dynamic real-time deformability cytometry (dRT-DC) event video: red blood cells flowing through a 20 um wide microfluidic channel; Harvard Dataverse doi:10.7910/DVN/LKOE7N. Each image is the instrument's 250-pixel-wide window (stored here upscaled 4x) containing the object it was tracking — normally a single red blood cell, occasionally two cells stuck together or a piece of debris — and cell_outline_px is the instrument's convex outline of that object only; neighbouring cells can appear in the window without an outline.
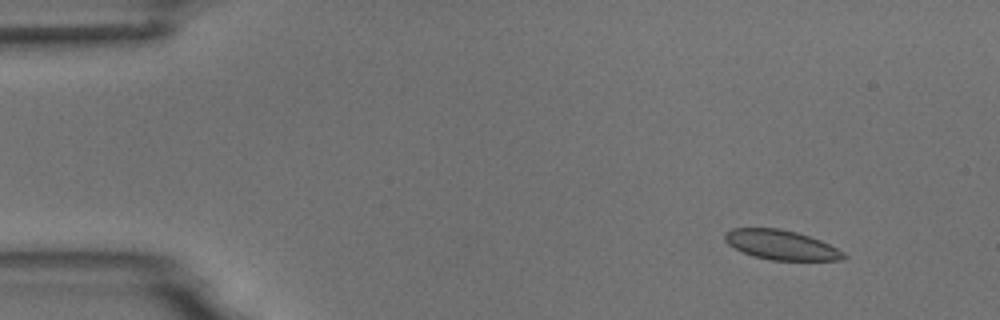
{"species": "common noctule bat (a hibernating species)", "species_latin": "Nyctalus noctula", "temperature_condition": "room temperature", "stored_images_in_passage": 3, "camera_frame_rate_fps": 3000, "um_per_image_px": 0.085, "animal": {"sex": "male", "body_mass_g": 18.8}, "frame": {"image": 1, "passage_image": 1, "time_ms": 0.0, "image_size_px": [1000, 320], "cell_outline_px": [[848, 256], [844, 260], [772, 260], [752, 256], [728, 244], [724, 240], [724, 232], [732, 228], [780, 228], [796, 232], [820, 240], [844, 252]], "centroid_in_image_um": [66.39, 20.81], "position_along_channel_um": 18.6, "area_um2": 20.46}}